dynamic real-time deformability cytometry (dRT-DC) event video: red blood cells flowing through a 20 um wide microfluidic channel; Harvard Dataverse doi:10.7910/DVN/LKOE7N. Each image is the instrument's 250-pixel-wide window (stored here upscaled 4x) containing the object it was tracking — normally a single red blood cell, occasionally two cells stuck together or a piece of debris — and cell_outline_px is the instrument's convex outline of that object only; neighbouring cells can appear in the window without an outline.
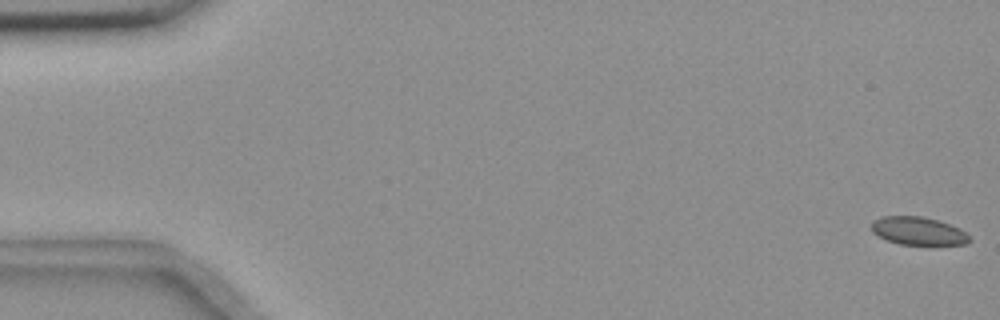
{"species": "common noctule bat (a hibernating species)", "species_latin": "Nyctalus noctula", "temperature_condition": "room temperature", "stored_images_in_passage": 18, "camera_frame_rate_fps": 3000, "um_per_image_px": 0.085, "animal": {"sex": "female", "body_mass_g": 18.4}, "frame": {"image": 1, "passage_image": 1, "time_ms": 0.0, "image_size_px": [1000, 320], "cell_outline_px": [[972, 240], [964, 244], [900, 244], [888, 240], [872, 232], [872, 220], [880, 216], [924, 216], [960, 228]], "centroid_in_image_um": [78.02, 19.61], "position_along_channel_um": 7.0, "area_um2": 15.78}}